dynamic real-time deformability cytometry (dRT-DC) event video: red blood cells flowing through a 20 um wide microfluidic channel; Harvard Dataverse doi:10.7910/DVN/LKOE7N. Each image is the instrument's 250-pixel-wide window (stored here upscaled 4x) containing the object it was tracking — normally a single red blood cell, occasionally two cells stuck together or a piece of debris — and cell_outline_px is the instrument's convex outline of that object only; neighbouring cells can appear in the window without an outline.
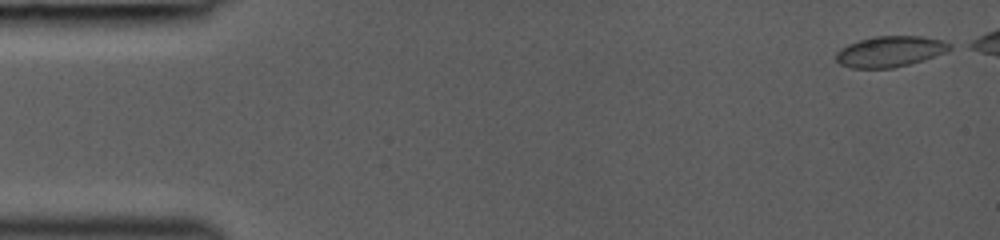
{"species": "common noctule bat (a hibernating species)", "species_latin": "Nyctalus noctula", "temperature_condition": "room temperature", "stored_images_in_passage": 6, "camera_frame_rate_fps": 3000, "um_per_image_px": 0.085, "animal": {"sex": "female", "body_mass_g": 19.0, "forearm_length_mm": 53.3}, "frame": {"image": 1, "passage_image": 1, "time_ms": 0.0, "image_size_px": [1000, 240], "cell_outline_px": [[956, 48], [948, 52], [924, 60], [892, 68], [852, 68], [840, 64], [836, 60], [836, 52], [840, 48], [848, 44], [860, 40], [876, 36], [924, 36], [944, 40], [952, 44]], "centroid_in_image_um": [75.73, 4.37], "position_along_channel_um": 9.3, "area_um2": 20.69}}
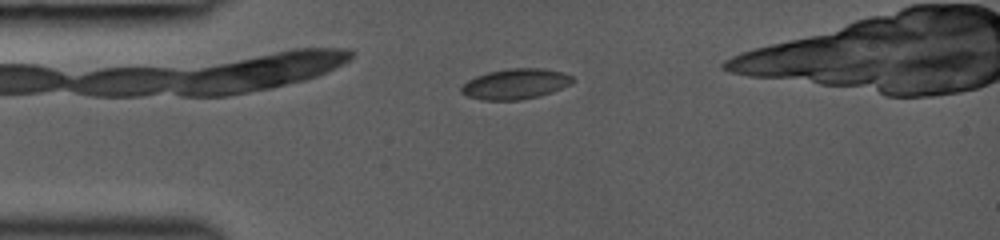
{"frame": {"image": 2, "passage_image": 4, "time_ms": 3.333, "image_size_px": [1000, 240], "cell_outline_px": [[576, 80], [572, 84], [552, 92], [520, 100], [480, 100], [468, 96], [460, 92], [460, 88], [468, 80], [476, 76], [488, 72], [508, 68], [540, 68], [560, 72], [572, 76]], "centroid_in_image_um": [43.81, 7.13], "position_along_channel_um": 41.2, "area_um2": 19.71}}
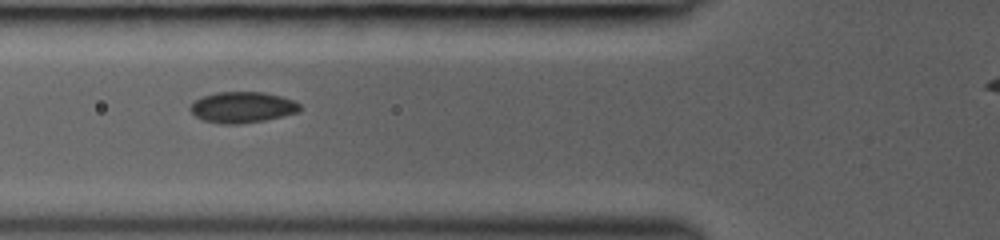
{"frame": {"image": 3, "passage_image": 6, "time_ms": 5.333, "image_size_px": [1000, 240], "cell_outline_px": [[300, 112], [284, 116], [264, 120], [240, 124], [220, 124], [204, 120], [196, 116], [188, 108], [200, 96], [216, 92], [264, 92], [280, 96], [292, 100], [300, 104]], "centroid_in_image_um": [20.6, 9.12], "position_along_channel_um": 105.2, "area_um2": 19.83}}